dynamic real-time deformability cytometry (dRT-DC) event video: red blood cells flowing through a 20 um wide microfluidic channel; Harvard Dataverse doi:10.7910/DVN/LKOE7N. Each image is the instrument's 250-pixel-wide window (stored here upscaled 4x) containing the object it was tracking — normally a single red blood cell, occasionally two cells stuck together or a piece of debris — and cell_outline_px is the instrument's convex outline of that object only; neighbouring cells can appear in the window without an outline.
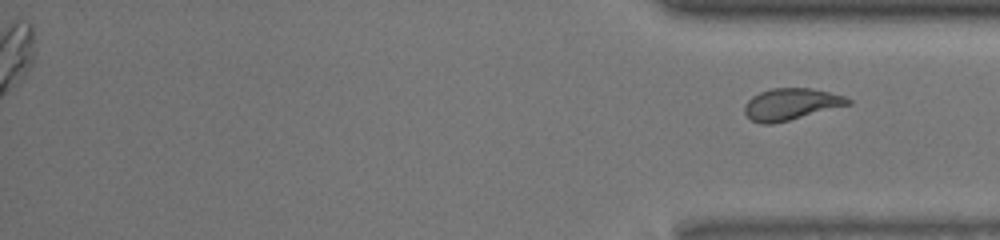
{"species": "common noctule bat (a hibernating species)", "species_latin": "Nyctalus noctula", "temperature_condition": "room temperature", "stored_images_in_passage": 35, "segment_of_instrument_passage": [2, 2], "camera_frame_rate_fps": 3000, "um_per_image_px": 0.085, "animal": {"sex": "male", "body_mass_g": 13.0, "forearm_length_mm": 53.1}, "frame": {"image": 1, "passage_image": 35, "time_ms": 11.333, "image_size_px": [1000, 240], "cell_outline_px": [[852, 104], [772, 124], [760, 124], [752, 120], [744, 112], [744, 104], [752, 96], [760, 92], [772, 88], [812, 88], [844, 96], [852, 100]], "centroid_in_image_um": [67.22, 8.85], "position_along_channel_um": 368.0, "area_um2": 19.02}}